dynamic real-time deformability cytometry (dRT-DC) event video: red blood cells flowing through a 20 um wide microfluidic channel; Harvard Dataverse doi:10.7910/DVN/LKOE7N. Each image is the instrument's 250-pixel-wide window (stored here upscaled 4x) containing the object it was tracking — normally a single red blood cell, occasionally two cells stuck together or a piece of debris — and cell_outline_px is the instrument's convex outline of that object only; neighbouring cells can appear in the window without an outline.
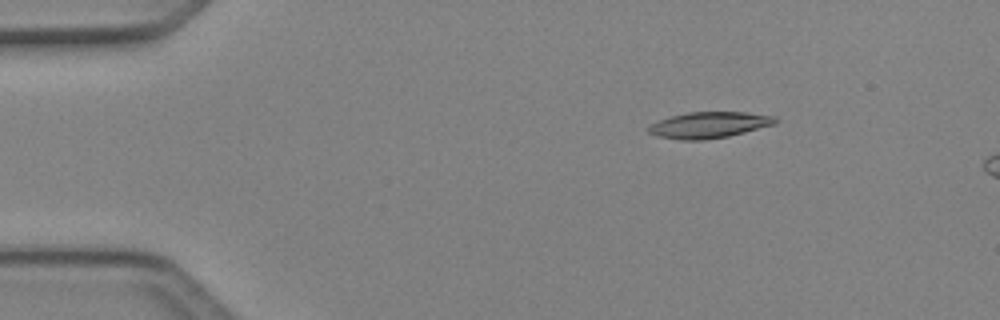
{"species": "Egyptian fruit bat (a non-hibernating species)", "species_latin": "Rousettus aegyptiacus", "temperature_condition": "cold", "stored_images_in_passage": 3, "camera_frame_rate_fps": 3000, "um_per_image_px": 0.085, "animal": {"sex": "female"}, "frame": {"image": 1, "passage_image": 1, "time_ms": 0.0, "image_size_px": [1000, 320], "cell_outline_px": [[776, 124], [728, 136], [704, 140], [680, 140], [656, 136], [648, 132], [648, 128], [652, 124], [660, 120], [672, 116], [688, 112], [744, 112], [776, 116]], "centroid_in_image_um": [60.28, 10.62], "position_along_channel_um": 24.7, "area_um2": 19.19}}